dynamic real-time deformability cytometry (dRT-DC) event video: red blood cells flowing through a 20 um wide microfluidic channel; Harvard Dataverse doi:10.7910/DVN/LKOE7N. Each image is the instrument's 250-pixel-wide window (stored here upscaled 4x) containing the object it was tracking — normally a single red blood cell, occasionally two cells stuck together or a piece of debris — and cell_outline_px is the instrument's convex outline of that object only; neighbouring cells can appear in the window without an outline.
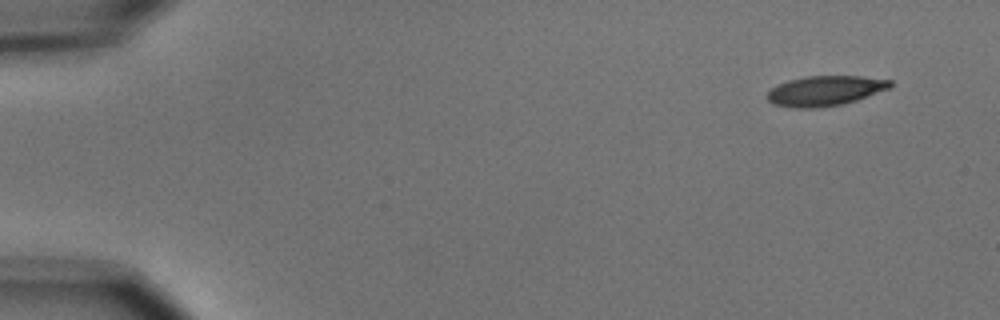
{"species": "common noctule bat (a hibernating species)", "species_latin": "Nyctalus noctula", "temperature_condition": "cold", "stored_images_in_passage": 5, "camera_frame_rate_fps": 3000, "um_per_image_px": 0.085, "animal": {"sex": "male", "body_mass_g": 15.6}, "frame": {"image": 1, "passage_image": 1, "time_ms": 0.0, "image_size_px": [1000, 320], "cell_outline_px": [[892, 88], [856, 100], [840, 104], [820, 108], [792, 108], [772, 104], [768, 100], [768, 92], [776, 84], [788, 80], [804, 76], [860, 76], [892, 80]], "centroid_in_image_um": [70.13, 7.71], "position_along_channel_um": 14.9, "area_um2": 21.68}}